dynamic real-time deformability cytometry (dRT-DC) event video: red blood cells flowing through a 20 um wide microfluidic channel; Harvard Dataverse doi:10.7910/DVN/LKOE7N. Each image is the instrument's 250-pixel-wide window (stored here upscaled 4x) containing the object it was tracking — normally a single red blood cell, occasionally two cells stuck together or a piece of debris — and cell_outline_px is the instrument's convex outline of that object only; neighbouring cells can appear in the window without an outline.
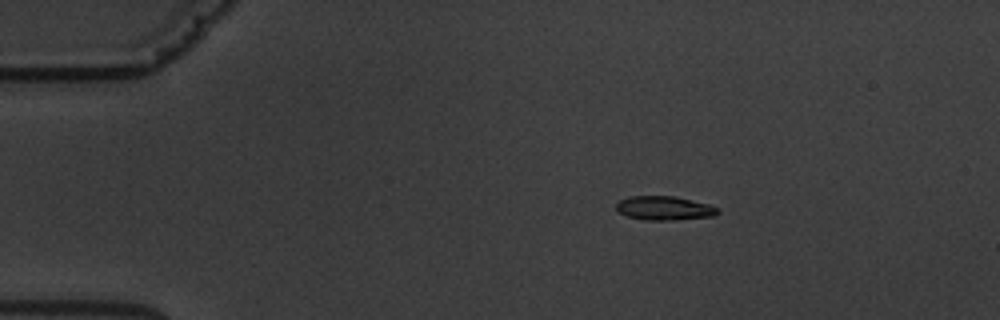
{"species": "common noctule bat (a hibernating species)", "species_latin": "Nyctalus noctula", "temperature_condition": "warm", "stored_images_in_passage": 5, "camera_frame_rate_fps": 3000, "um_per_image_px": 0.085, "animal": {"sex": "male", "body_mass_g": 19.5, "forearm_length_mm": 54.6}, "frame": {"image": 1, "passage_image": 3, "time_ms": 3.0, "image_size_px": [1000, 320], "cell_outline_px": [[720, 212], [712, 216], [672, 220], [648, 220], [628, 216], [616, 212], [616, 204], [620, 200], [628, 196], [676, 196], [708, 204], [720, 208]], "centroid_in_image_um": [56.46, 17.68], "position_along_channel_um": 28.5, "area_um2": 14.22}}